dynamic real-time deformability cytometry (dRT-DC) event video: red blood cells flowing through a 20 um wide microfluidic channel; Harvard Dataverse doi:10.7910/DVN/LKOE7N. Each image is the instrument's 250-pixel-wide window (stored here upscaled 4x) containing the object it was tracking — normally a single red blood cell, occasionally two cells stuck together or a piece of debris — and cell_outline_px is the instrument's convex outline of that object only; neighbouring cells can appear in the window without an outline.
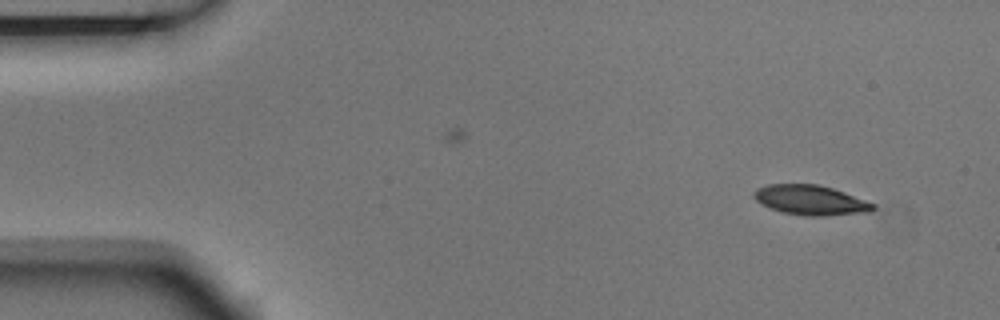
{"species": "Egyptian fruit bat (a non-hibernating species)", "species_latin": "Rousettus aegyptiacus", "temperature_condition": "room temperature", "stored_images_in_passage": 4, "camera_frame_rate_fps": 3000, "um_per_image_px": 0.085, "animal": {"sex": "male"}, "frame": {"image": 1, "passage_image": 4, "time_ms": 1.0, "image_size_px": [1000, 320], "cell_outline_px": [[876, 208], [868, 212], [824, 216], [804, 216], [784, 212], [772, 208], [756, 200], [752, 196], [752, 192], [756, 188], [768, 184], [816, 184], [832, 188], [844, 192], [876, 204]], "centroid_in_image_um": [68.9, 17.0], "position_along_channel_um": 16.1, "area_um2": 20.63}}